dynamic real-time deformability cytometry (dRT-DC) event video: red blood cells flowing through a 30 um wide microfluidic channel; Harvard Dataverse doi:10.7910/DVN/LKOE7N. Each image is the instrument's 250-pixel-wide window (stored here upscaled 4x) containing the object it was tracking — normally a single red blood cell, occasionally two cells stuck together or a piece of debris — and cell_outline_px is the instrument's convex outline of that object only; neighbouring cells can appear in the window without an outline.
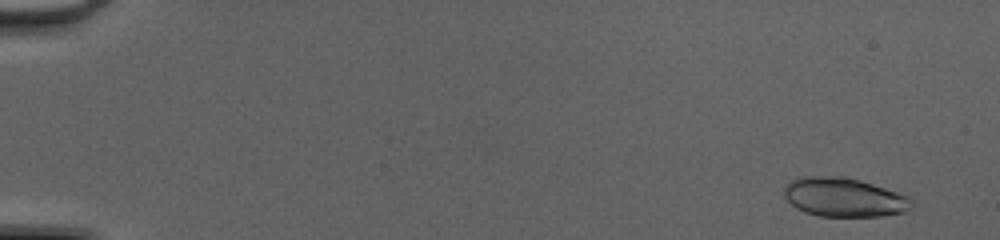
{"species": "common noctule bat (a hibernating species)", "species_latin": "Nyctalus noctula", "temperature_condition": "cold", "stored_images_in_passage": 51, "segment_of_instrument_passage": [1, 2], "camera_frame_rate_fps": 3000, "um_per_image_px": 0.085, "animal": {"sex": "female", "body_mass_g": 20.0, "forearm_length_mm": 54.0}, "frame": {"image": 1, "passage_image": 4, "time_ms": 1.0, "image_size_px": [1000, 240], "cell_outline_px": [[912, 204], [904, 212], [880, 216], [820, 216], [804, 212], [796, 208], [784, 196], [784, 188], [792, 180], [836, 176], [840, 176], [856, 180], [884, 188], [896, 192], [904, 196]], "centroid_in_image_um": [71.71, 16.81], "position_along_channel_um": 13.3, "area_um2": 27.8}}
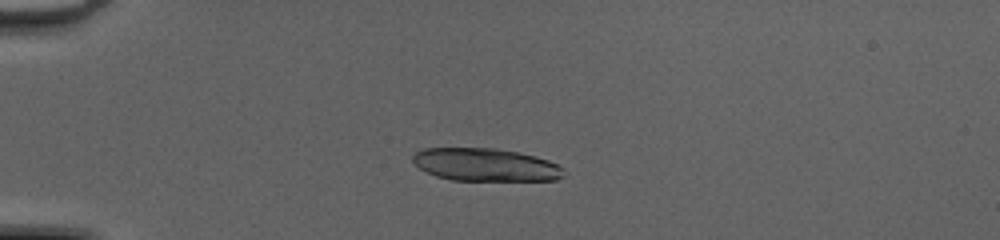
{"frame": {"image": 2, "passage_image": 15, "time_ms": 4.667, "image_size_px": [1000, 240], "cell_outline_px": [[564, 176], [556, 180], [452, 180], [436, 176], [420, 168], [412, 160], [412, 156], [416, 152], [424, 148], [492, 148], [516, 152], [548, 160], [556, 164], [560, 168]], "centroid_in_image_um": [41.22, 14.0], "position_along_channel_um": 43.8, "area_um2": 28.44}}